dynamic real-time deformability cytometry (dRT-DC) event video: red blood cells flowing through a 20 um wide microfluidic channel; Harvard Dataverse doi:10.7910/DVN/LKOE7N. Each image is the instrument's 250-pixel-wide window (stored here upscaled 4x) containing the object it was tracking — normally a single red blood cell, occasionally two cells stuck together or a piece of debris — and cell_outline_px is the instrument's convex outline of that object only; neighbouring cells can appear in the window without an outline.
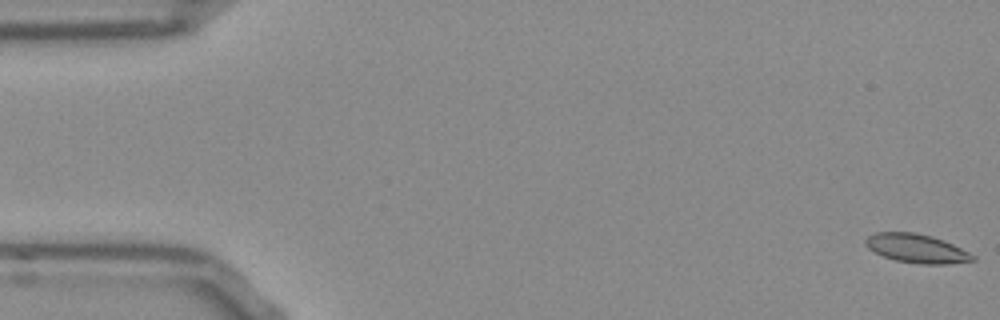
{"species": "Egyptian fruit bat (a non-hibernating species)", "species_latin": "Rousettus aegyptiacus", "temperature_condition": "room temperature", "stored_images_in_passage": 53, "camera_frame_rate_fps": 3000, "um_per_image_px": 0.085, "frame": {"image": 1, "passage_image": 1, "time_ms": 0.0, "image_size_px": [1000, 320], "cell_outline_px": [[976, 260], [948, 264], [920, 264], [896, 260], [884, 256], [868, 248], [864, 244], [864, 240], [868, 236], [876, 232], [912, 232], [944, 240], [976, 256]], "centroid_in_image_um": [77.9, 21.12], "position_along_channel_um": 7.1, "area_um2": 17.8}}
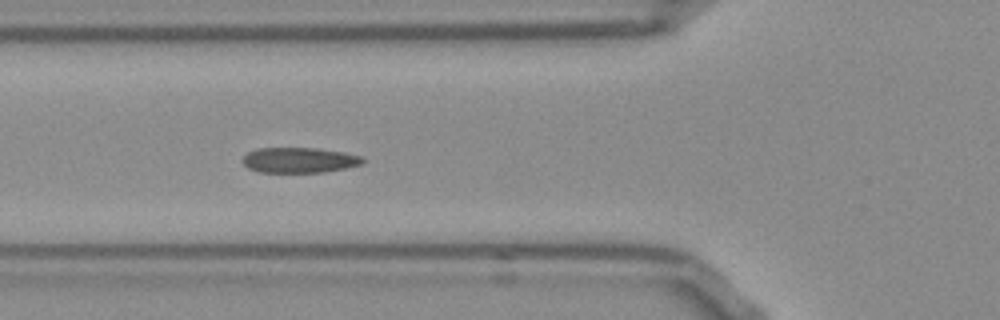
{"frame": {"image": 2, "passage_image": 19, "time_ms": 6.0, "image_size_px": [1000, 320], "cell_outline_px": [[364, 164], [324, 172], [260, 172], [248, 168], [244, 164], [244, 156], [248, 152], [256, 148], [316, 148], [344, 152], [360, 156], [364, 160]], "centroid_in_image_um": [25.45, 13.61], "position_along_channel_um": 100.4, "area_um2": 17.63}}
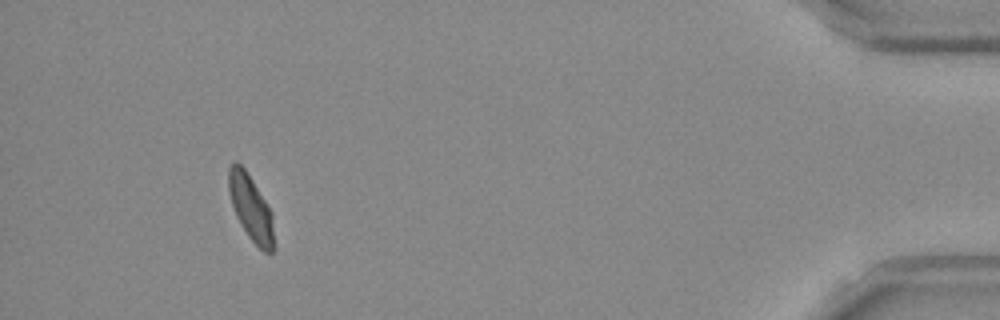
{"frame": {"image": 3, "passage_image": 49, "time_ms": 16.0, "image_size_px": [1000, 320], "cell_outline_px": [[276, 248], [272, 252], [264, 252], [248, 236], [240, 224], [236, 216], [228, 192], [228, 168], [236, 160], [244, 168], [252, 180], [272, 212]], "centroid_in_image_um": [21.34, 17.7], "position_along_channel_um": 413.9, "area_um2": 17.46}, "authors_computed_cell_mechanics": {"area_um2": 17.7446, "velocity_mm_per_s": 3.8357, "shape_relaxation_time_tau1_ms": 4.6606, "shape_relaxation_time_tau2_ms": 0.8912, "deformation_change_tau1": 0.1285, "deformation_change_tau2": 0.0591}}